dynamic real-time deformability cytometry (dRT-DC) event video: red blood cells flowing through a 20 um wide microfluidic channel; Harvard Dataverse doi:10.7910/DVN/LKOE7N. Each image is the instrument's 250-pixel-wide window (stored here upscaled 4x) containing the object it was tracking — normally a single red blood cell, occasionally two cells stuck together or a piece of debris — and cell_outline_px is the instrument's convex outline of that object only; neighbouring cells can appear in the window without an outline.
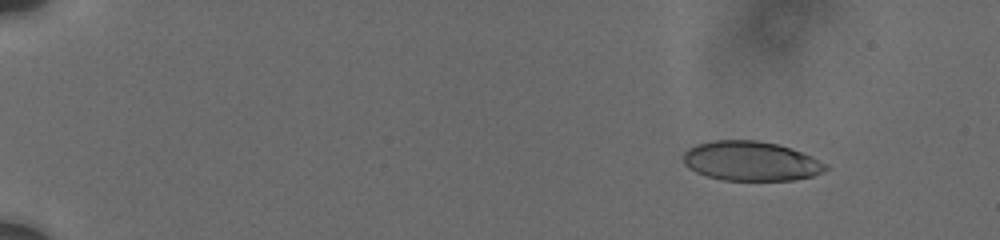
{"species": "human", "species_latin": "Homo sapiens", "temperature_condition": "cold", "stored_images_in_passage": 15, "camera_frame_rate_fps": 3000, "um_per_image_px": 0.085, "donor": {"sex": "male"}, "frame": {"image": 1, "passage_image": 5, "time_ms": 1.333, "image_size_px": [1000, 240], "cell_outline_px": [[828, 168], [824, 172], [812, 176], [796, 180], [720, 180], [696, 172], [688, 168], [684, 164], [684, 152], [688, 148], [696, 144], [712, 140], [756, 140], [776, 144], [792, 148], [828, 164]], "centroid_in_image_um": [63.82, 13.69], "position_along_channel_um": 21.2, "area_um2": 32.89}}
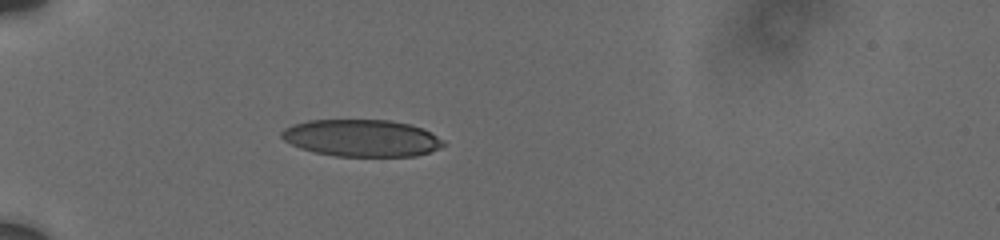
{"frame": {"image": 2, "passage_image": 12, "time_ms": 5.333, "image_size_px": [1000, 240], "cell_outline_px": [[444, 144], [440, 148], [416, 156], [336, 156], [316, 152], [300, 148], [284, 140], [280, 136], [280, 132], [284, 128], [292, 124], [308, 120], [388, 120], [408, 124], [424, 128], [444, 140]], "centroid_in_image_um": [30.73, 11.73], "position_along_channel_um": 54.3, "area_um2": 34.91}}
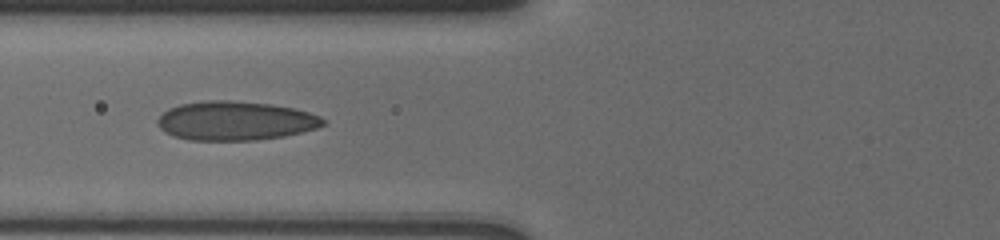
{"frame": {"image": 3, "passage_image": 14, "time_ms": 7.333, "image_size_px": [1000, 240], "cell_outline_px": [[324, 124], [316, 128], [284, 136], [256, 140], [188, 140], [172, 136], [164, 132], [160, 128], [156, 120], [168, 108], [180, 104], [208, 100], [232, 100], [272, 104], [292, 108], [308, 112], [320, 116], [324, 120]], "centroid_in_image_um": [19.96, 10.26], "position_along_channel_um": 105.8, "area_um2": 37.69}}